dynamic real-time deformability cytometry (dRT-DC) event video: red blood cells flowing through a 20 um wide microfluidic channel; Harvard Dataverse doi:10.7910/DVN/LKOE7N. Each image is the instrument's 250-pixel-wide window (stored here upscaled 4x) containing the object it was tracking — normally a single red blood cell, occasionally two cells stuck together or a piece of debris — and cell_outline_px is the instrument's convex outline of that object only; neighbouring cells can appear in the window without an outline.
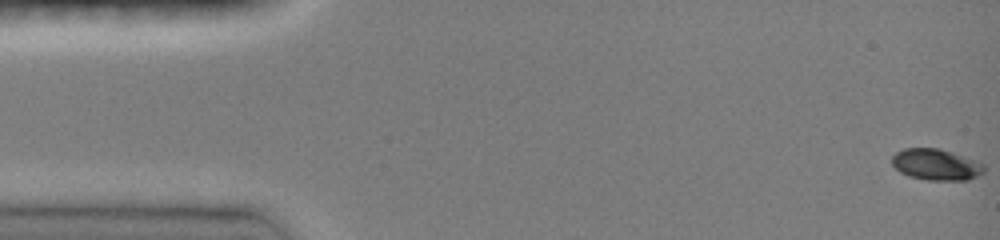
{"species": "common noctule bat (a hibernating species)", "species_latin": "Nyctalus noctula", "temperature_condition": "room temperature", "stored_images_in_passage": 5, "camera_frame_rate_fps": 3000, "um_per_image_px": 0.085, "animal": {"sex": "female", "body_mass_g": 19.0, "forearm_length_mm": 51.5}, "frame": {"image": 1, "passage_image": 1, "time_ms": 0.0, "image_size_px": [1000, 240], "cell_outline_px": [[984, 172], [968, 180], [928, 180], [908, 176], [900, 172], [892, 164], [892, 156], [896, 152], [904, 148], [940, 148], [952, 152], [984, 164]], "centroid_in_image_um": [79.54, 13.99], "position_along_channel_um": 5.5, "area_um2": 16.7}}
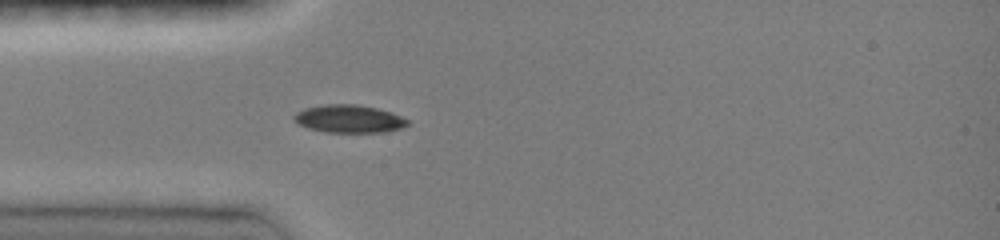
{"frame": {"image": 2, "passage_image": 5, "time_ms": 1.333, "image_size_px": [1000, 240], "cell_outline_px": [[408, 124], [400, 128], [384, 132], [324, 132], [308, 128], [292, 120], [292, 116], [296, 112], [304, 108], [324, 104], [356, 104], [376, 108], [400, 116], [408, 120]], "centroid_in_image_um": [29.6, 10.1], "position_along_channel_um": 55.4, "area_um2": 18.32}}